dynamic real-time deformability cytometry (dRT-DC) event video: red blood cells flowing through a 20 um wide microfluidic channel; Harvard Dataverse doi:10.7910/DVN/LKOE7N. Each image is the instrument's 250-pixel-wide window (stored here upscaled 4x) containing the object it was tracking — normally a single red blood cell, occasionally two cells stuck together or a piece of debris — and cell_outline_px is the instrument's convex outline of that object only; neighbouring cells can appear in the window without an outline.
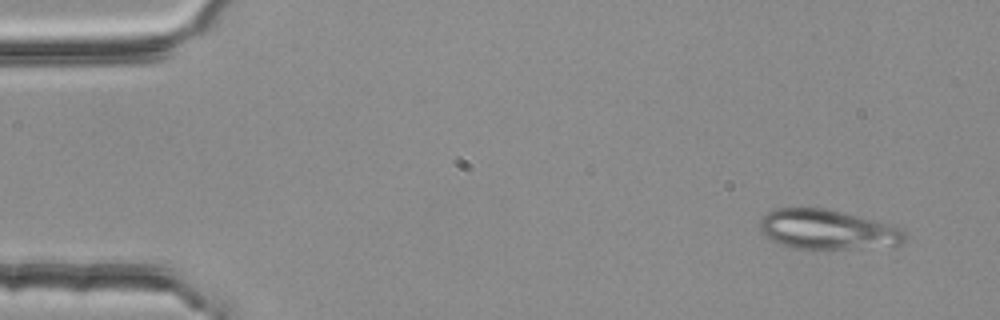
{"species": "common noctule bat (a hibernating species)", "species_latin": "Nyctalus noctula", "temperature_condition": "room temperature", "stored_images_in_passage": 4, "camera_frame_rate_fps": 3000, "um_per_image_px": 0.085, "animal": {"sex": "female", "body_mass_g": 25.1}, "frame": {"image": 1, "passage_image": 1, "time_ms": 0.0, "image_size_px": [1000, 320], "cell_outline_px": [[904, 240], [900, 244], [844, 248], [792, 248], [780, 244], [772, 240], [760, 232], [760, 220], [768, 212], [776, 208], [824, 208], [892, 224], [900, 228], [904, 232]], "centroid_in_image_um": [70.27, 19.49], "position_along_channel_um": 14.7, "area_um2": 32.89}}